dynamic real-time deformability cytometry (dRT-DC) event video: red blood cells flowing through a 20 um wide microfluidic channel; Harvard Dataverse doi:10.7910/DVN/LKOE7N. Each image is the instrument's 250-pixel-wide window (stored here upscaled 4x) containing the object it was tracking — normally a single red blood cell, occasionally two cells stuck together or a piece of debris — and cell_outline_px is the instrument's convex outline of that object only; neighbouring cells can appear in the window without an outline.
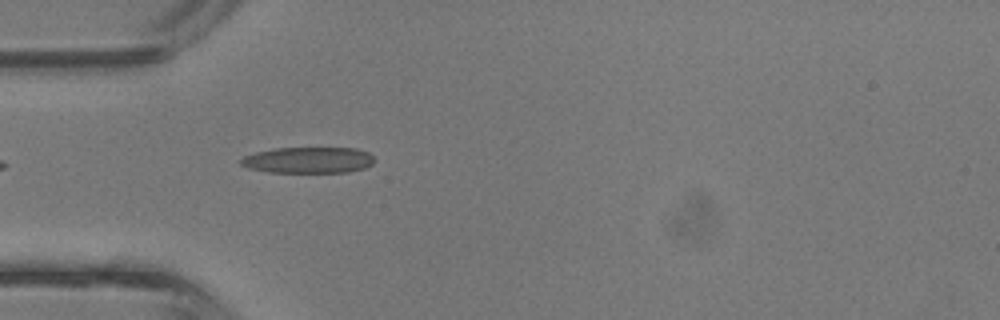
{"species": "common noctule bat (a hibernating species)", "species_latin": "Nyctalus noctula", "temperature_condition": "room temperature", "stored_images_in_passage": 19, "camera_frame_rate_fps": 3000, "um_per_image_px": 0.085, "animal": {"sex": "male", "body_mass_g": 13.3}, "frame": {"image": 1, "passage_image": 1, "time_ms": 0.0, "image_size_px": [1000, 320], "cell_outline_px": [[372, 164], [364, 168], [348, 172], [268, 172], [248, 168], [240, 164], [240, 160], [244, 156], [256, 152], [276, 148], [356, 148], [368, 152], [372, 156]], "centroid_in_image_um": [26.19, 13.61], "position_along_channel_um": 58.8, "area_um2": 20.23}}
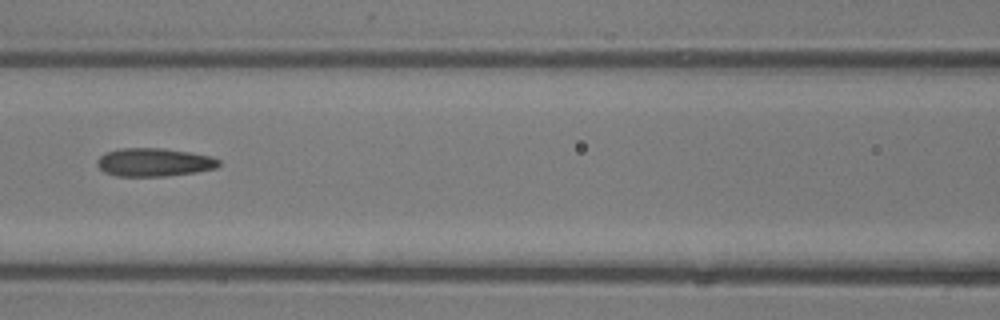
{"frame": {"image": 2, "passage_image": 7, "time_ms": 2.0, "image_size_px": [1000, 320], "cell_outline_px": [[220, 164], [216, 168], [196, 172], [164, 176], [116, 176], [104, 172], [96, 164], [96, 160], [104, 152], [116, 148], [164, 148], [212, 156], [220, 160]], "centroid_in_image_um": [13.06, 13.78], "position_along_channel_um": 153.5, "area_um2": 20.23}}
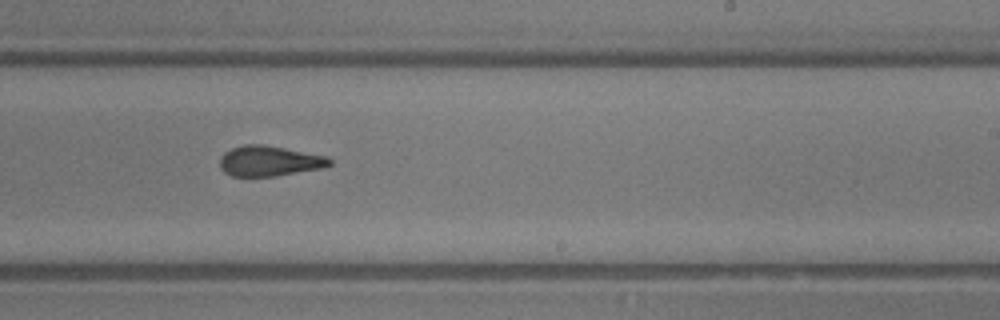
{"frame": {"image": 3, "passage_image": 14, "time_ms": 4.333, "image_size_px": [1000, 320], "cell_outline_px": [[332, 164], [324, 168], [276, 176], [232, 176], [224, 172], [220, 168], [220, 156], [224, 152], [232, 148], [244, 144], [260, 144], [284, 148], [328, 156], [332, 160]], "centroid_in_image_um": [22.9, 13.69], "position_along_channel_um": 266.1, "area_um2": 19.54}}